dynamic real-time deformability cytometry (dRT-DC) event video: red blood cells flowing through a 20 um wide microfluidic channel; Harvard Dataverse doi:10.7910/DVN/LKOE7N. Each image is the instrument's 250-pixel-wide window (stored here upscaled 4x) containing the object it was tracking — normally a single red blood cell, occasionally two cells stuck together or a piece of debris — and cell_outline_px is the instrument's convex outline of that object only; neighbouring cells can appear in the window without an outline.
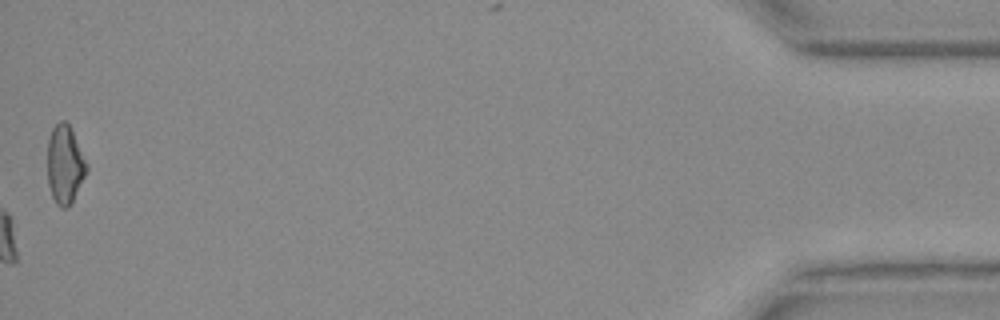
{"species": "Egyptian fruit bat (a non-hibernating species)", "species_latin": "Rousettus aegyptiacus", "temperature_condition": "warm", "stored_images_in_passage": 41, "camera_frame_rate_fps": 3000, "um_per_image_px": 0.085, "animal": {"sex": "female"}, "frame": {"image": 1, "passage_image": 41, "time_ms": 13.333, "image_size_px": [1000, 320], "cell_outline_px": [[88, 168], [68, 208], [60, 208], [56, 204], [52, 196], [48, 184], [48, 140], [52, 128], [60, 120], [64, 120], [68, 124], [88, 164]], "centroid_in_image_um": [5.5, 13.99], "position_along_channel_um": 429.7, "area_um2": 17.57}}